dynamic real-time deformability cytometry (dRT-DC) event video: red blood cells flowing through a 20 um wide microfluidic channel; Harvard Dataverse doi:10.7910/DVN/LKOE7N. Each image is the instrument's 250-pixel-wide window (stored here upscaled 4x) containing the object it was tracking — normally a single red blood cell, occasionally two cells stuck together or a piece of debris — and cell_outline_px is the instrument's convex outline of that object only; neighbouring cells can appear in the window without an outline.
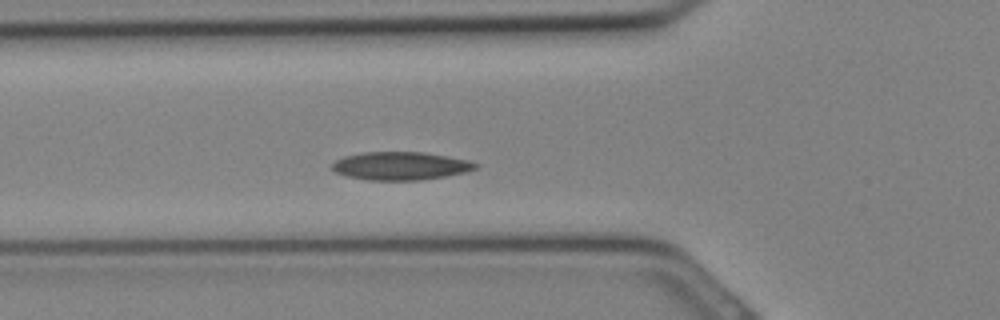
{"species": "Egyptian fruit bat (a non-hibernating species)", "species_latin": "Rousettus aegyptiacus", "temperature_condition": "cold", "stored_images_in_passage": 20, "camera_frame_rate_fps": 3000, "um_per_image_px": 0.085, "animal": {"sex": "female"}, "frame": {"image": 1, "passage_image": 8, "time_ms": 2.333, "image_size_px": [1000, 320], "cell_outline_px": [[480, 164], [476, 168], [464, 172], [444, 176], [420, 180], [368, 180], [348, 176], [336, 172], [332, 168], [332, 164], [336, 160], [344, 156], [364, 152], [424, 152], [468, 160]], "centroid_in_image_um": [34.04, 14.09], "position_along_channel_um": 91.8, "area_um2": 23.29}}
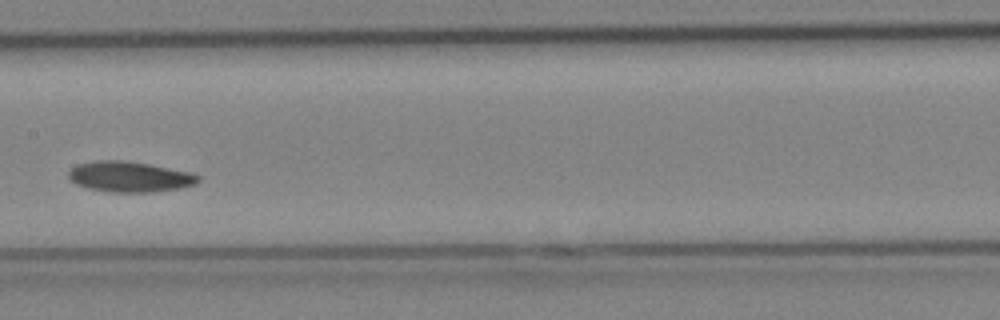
{"frame": {"image": 2, "passage_image": 13, "time_ms": 4.0, "image_size_px": [1000, 320], "cell_outline_px": [[200, 180], [196, 184], [180, 188], [152, 192], [112, 192], [88, 188], [76, 184], [68, 176], [68, 172], [76, 164], [96, 160], [120, 160], [148, 164], [192, 172], [200, 176]], "centroid_in_image_um": [11.03, 15.02], "position_along_channel_um": 196.4, "area_um2": 23.06}}
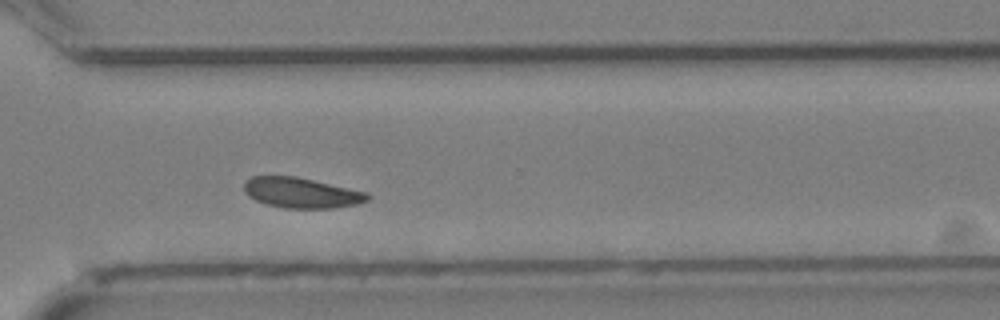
{"frame": {"image": 3, "passage_image": 20, "time_ms": 6.333, "image_size_px": [1000, 320], "cell_outline_px": [[372, 196], [368, 200], [356, 204], [336, 208], [284, 208], [268, 204], [256, 200], [248, 196], [244, 192], [244, 180], [252, 176], [296, 176], [368, 192]], "centroid_in_image_um": [25.62, 16.38], "position_along_channel_um": 345.0, "area_um2": 21.96}}